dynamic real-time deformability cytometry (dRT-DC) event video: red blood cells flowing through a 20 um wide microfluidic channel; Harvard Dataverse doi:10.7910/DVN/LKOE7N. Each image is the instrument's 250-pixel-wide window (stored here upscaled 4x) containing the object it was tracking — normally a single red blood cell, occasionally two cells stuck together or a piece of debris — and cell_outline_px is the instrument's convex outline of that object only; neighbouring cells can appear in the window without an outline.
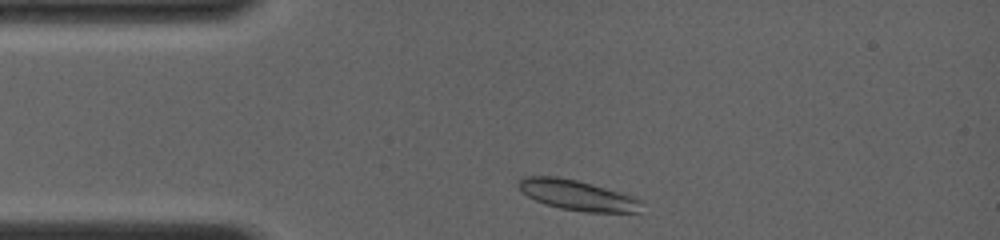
{"species": "common noctule bat (a hibernating species)", "species_latin": "Nyctalus noctula", "temperature_condition": "room temperature", "stored_images_in_passage": 30, "camera_frame_rate_fps": 4000, "um_per_image_px": 0.085, "animal": {"sex": "female", "body_mass_g": 19.0, "forearm_length_mm": 56.7}, "frame": {"image": 1, "passage_image": 1, "time_ms": 0.0, "image_size_px": [1000, 240], "cell_outline_px": [[640, 212], [584, 212], [560, 208], [544, 204], [528, 196], [516, 184], [524, 176], [556, 176], [576, 180], [592, 184], [636, 196], [640, 200]], "centroid_in_image_um": [49.08, 16.59], "position_along_channel_um": 35.9, "area_um2": 21.62}}
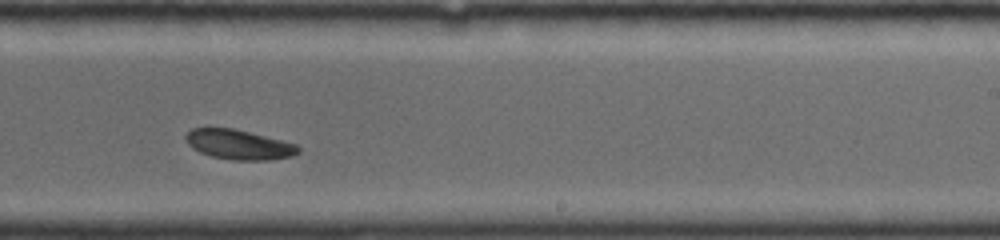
{"frame": {"image": 2, "passage_image": 19, "time_ms": 6.5, "image_size_px": [1000, 240], "cell_outline_px": [[300, 152], [292, 156], [268, 160], [232, 160], [212, 156], [200, 152], [192, 148], [188, 144], [184, 136], [192, 128], [232, 128], [296, 144], [300, 148]], "centroid_in_image_um": [20.29, 12.29], "position_along_channel_um": 268.7, "area_um2": 19.31}}
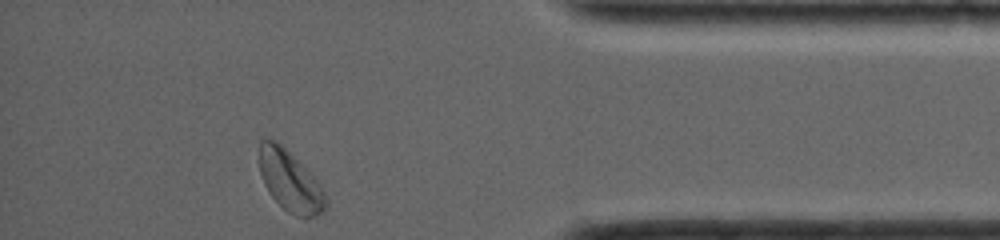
{"frame": {"image": 3, "passage_image": 30, "time_ms": 10.5, "image_size_px": [1000, 240], "cell_outline_px": [[328, 204], [316, 216], [304, 220], [288, 212], [268, 192], [264, 184], [260, 172], [260, 140], [276, 140], [316, 180], [324, 192], [328, 200]], "centroid_in_image_um": [24.66, 15.45], "position_along_channel_um": 410.5, "area_um2": 23.0}, "authors_computed_cell_mechanics": {"area_um2": 20.6635, "velocity_mm_per_s": 4.0139, "shape_relaxation_time_tau1_ms": 1.8492, "shape_relaxation_time_tau2_ms": null, "deformation_change_tau1": 0.0967, "deformation_change_tau2": null}}